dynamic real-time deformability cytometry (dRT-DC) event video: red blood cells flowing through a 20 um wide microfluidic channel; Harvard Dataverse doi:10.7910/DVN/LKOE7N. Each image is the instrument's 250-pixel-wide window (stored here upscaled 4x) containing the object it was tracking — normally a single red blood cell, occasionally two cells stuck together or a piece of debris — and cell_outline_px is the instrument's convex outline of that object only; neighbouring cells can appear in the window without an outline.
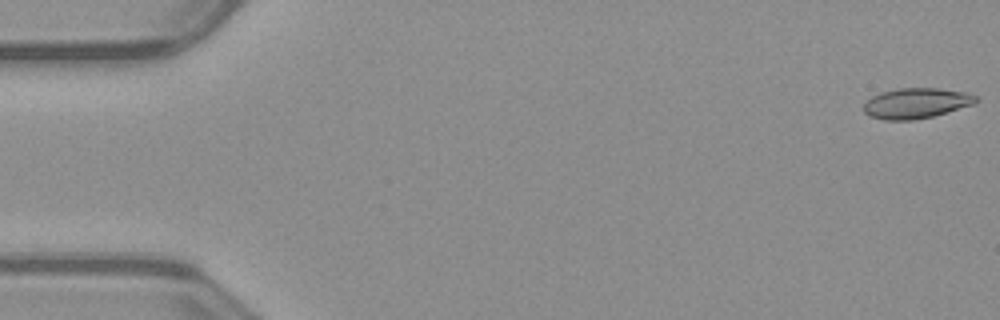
{"species": "common noctule bat (a hibernating species)", "species_latin": "Nyctalus noctula", "temperature_condition": "warm", "stored_images_in_passage": 52, "camera_frame_rate_fps": 3000, "um_per_image_px": 0.085, "animal": {"sex": "male", "body_mass_g": 23.1, "forearm_length_mm": 52.7}, "frame": {"image": 1, "passage_image": 1, "time_ms": 0.0, "image_size_px": [1000, 320], "cell_outline_px": [[980, 100], [976, 104], [932, 116], [912, 120], [884, 120], [868, 116], [864, 112], [864, 104], [872, 96], [880, 92], [900, 88], [936, 88], [968, 92], [976, 96]], "centroid_in_image_um": [77.9, 8.77], "position_along_channel_um": 7.1, "area_um2": 20.0}}
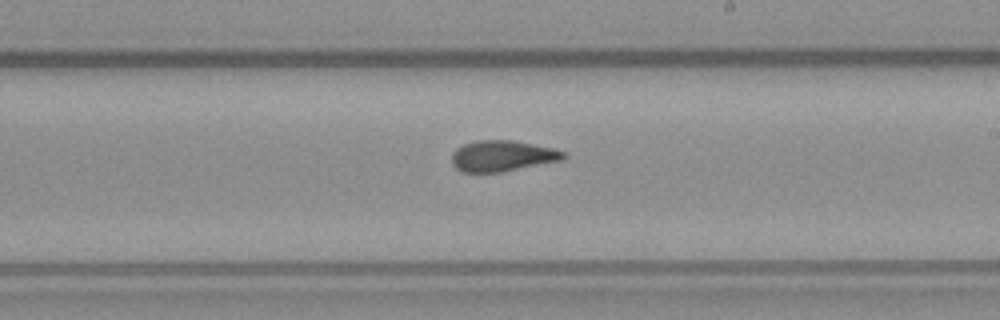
{"frame": {"image": 2, "passage_image": 30, "time_ms": 9.667, "image_size_px": [1000, 320], "cell_outline_px": [[568, 156], [564, 160], [500, 172], [464, 172], [456, 168], [452, 164], [452, 152], [456, 148], [464, 144], [476, 140], [512, 140], [552, 148], [564, 152]], "centroid_in_image_um": [42.7, 13.25], "position_along_channel_um": 246.3, "area_um2": 20.11}}
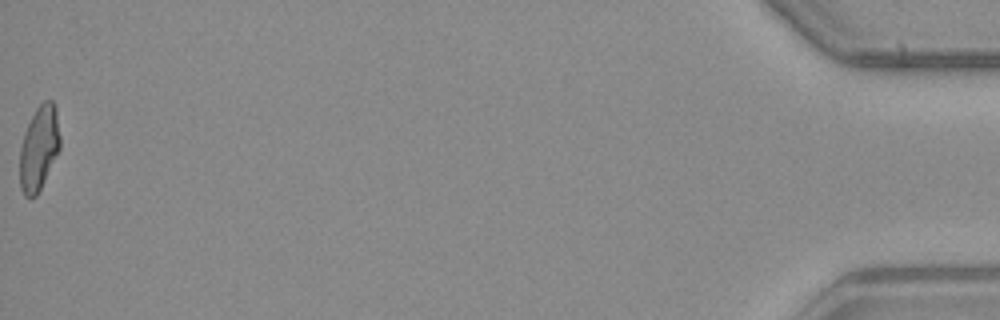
{"frame": {"image": 3, "passage_image": 52, "time_ms": 17.0, "image_size_px": [1000, 320], "cell_outline_px": [[60, 148], [36, 196], [24, 196], [20, 188], [20, 148], [24, 132], [36, 108], [44, 100], [52, 100], [56, 104], [60, 136]], "centroid_in_image_um": [3.32, 12.54], "position_along_channel_um": 431.9, "area_um2": 19.71}, "authors_computed_cell_mechanics": {"area_um2": 20.0277, "velocity_mm_per_s": 4.0205, "shape_relaxation_time_tau1_ms": 8.358, "shape_relaxation_time_tau2_ms": 2.1637, "deformation_change_tau1": 0.26, "deformation_change_tau2": 0.1102}}